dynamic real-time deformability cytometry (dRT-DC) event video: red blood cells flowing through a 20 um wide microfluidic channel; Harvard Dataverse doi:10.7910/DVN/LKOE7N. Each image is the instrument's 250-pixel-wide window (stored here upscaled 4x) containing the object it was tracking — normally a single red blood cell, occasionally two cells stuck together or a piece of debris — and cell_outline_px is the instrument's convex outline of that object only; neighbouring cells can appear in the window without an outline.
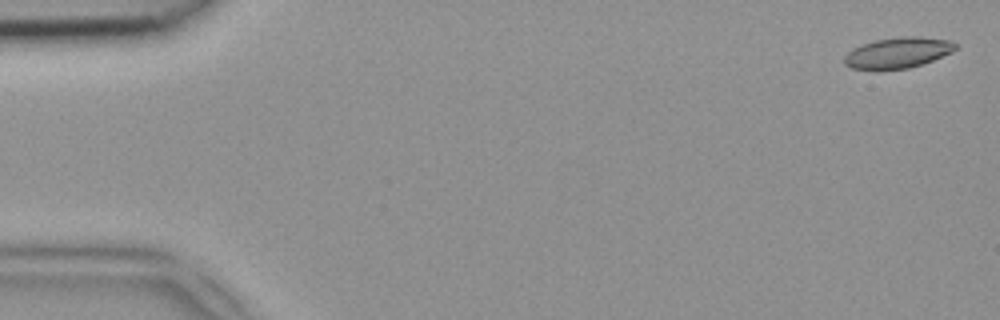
{"species": "common noctule bat (a hibernating species)", "species_latin": "Nyctalus noctula", "temperature_condition": "room temperature", "stored_images_in_passage": 49, "camera_frame_rate_fps": 3000, "um_per_image_px": 0.085, "animal": {"sex": "female", "body_mass_g": 18.4}, "frame": {"image": 1, "passage_image": 2, "time_ms": 0.333, "image_size_px": [1000, 320], "cell_outline_px": [[956, 48], [952, 52], [932, 60], [908, 68], [852, 68], [844, 64], [844, 56], [848, 52], [864, 44], [876, 40], [904, 36], [920, 36], [952, 40], [956, 44]], "centroid_in_image_um": [76.37, 4.45], "position_along_channel_um": 8.6, "area_um2": 19.36}}
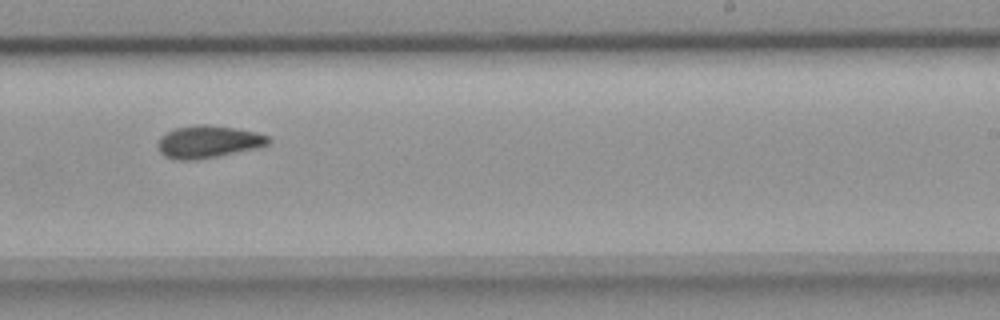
{"frame": {"image": 2, "passage_image": 31, "time_ms": 10.0, "image_size_px": [1000, 320], "cell_outline_px": [[272, 140], [268, 144], [256, 148], [196, 160], [176, 160], [164, 156], [160, 152], [156, 144], [160, 136], [176, 128], [196, 124], [204, 124], [236, 128], [256, 132], [268, 136]], "centroid_in_image_um": [17.67, 12.05], "position_along_channel_um": 271.3, "area_um2": 20.87}}
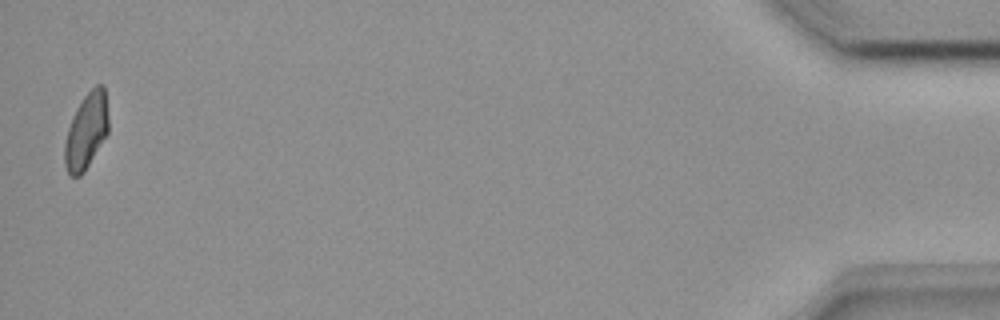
{"frame": {"image": 3, "passage_image": 49, "time_ms": 16.0, "image_size_px": [1000, 320], "cell_outline_px": [[108, 132], [84, 172], [80, 176], [68, 176], [64, 164], [64, 144], [68, 128], [72, 116], [76, 108], [84, 96], [96, 84], [104, 84], [108, 116]], "centroid_in_image_um": [7.32, 11.14], "position_along_channel_um": 427.9, "area_um2": 19.42}}